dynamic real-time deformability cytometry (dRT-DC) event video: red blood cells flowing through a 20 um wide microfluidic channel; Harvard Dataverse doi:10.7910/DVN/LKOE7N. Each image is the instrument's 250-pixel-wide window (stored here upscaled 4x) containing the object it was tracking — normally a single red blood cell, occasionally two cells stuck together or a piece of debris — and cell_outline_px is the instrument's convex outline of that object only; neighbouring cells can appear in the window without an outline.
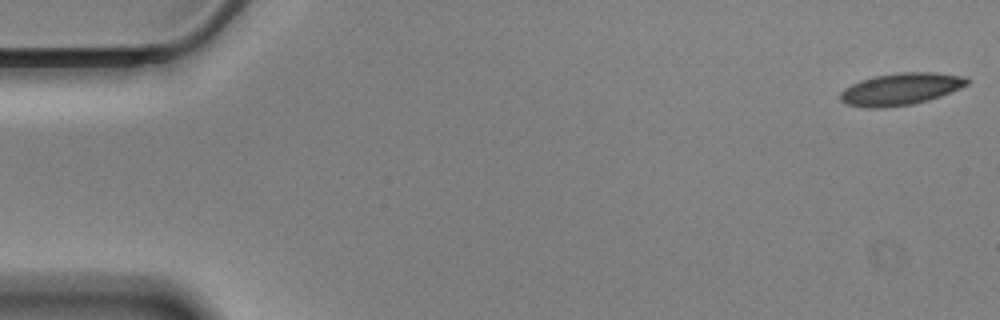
{"species": "Egyptian fruit bat (a non-hibernating species)", "species_latin": "Rousettus aegyptiacus", "temperature_condition": "cold", "stored_images_in_passage": 57, "camera_frame_rate_fps": 3000, "um_per_image_px": 0.085, "animal": {"sex": "male"}, "frame": {"image": 1, "passage_image": 1, "time_ms": 0.0, "image_size_px": [1000, 320], "cell_outline_px": [[972, 80], [968, 84], [960, 88], [940, 96], [928, 100], [912, 104], [884, 108], [864, 108], [848, 104], [840, 100], [840, 92], [844, 88], [860, 80], [876, 76], [900, 72], [936, 72], [964, 76]], "centroid_in_image_um": [76.57, 7.57], "position_along_channel_um": 8.4, "area_um2": 23.76}}
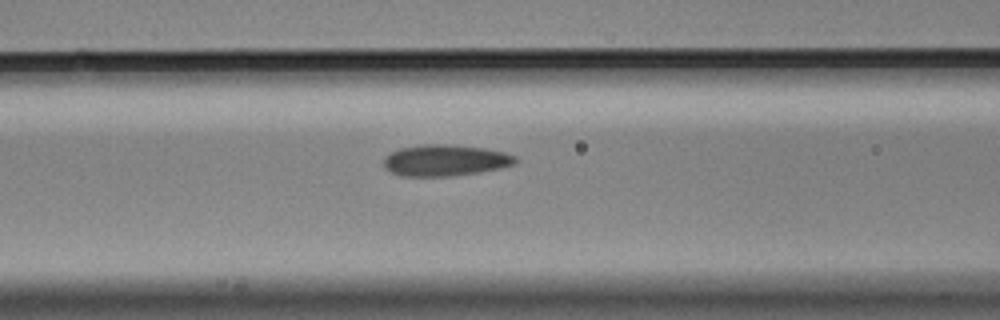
{"frame": {"image": 2, "passage_image": 23, "time_ms": 7.333, "image_size_px": [1000, 320], "cell_outline_px": [[516, 164], [500, 168], [480, 172], [452, 176], [400, 176], [384, 168], [384, 156], [400, 148], [424, 144], [448, 144], [484, 148], [504, 152], [516, 156]], "centroid_in_image_um": [37.84, 13.63], "position_along_channel_um": 128.8, "area_um2": 24.1}}
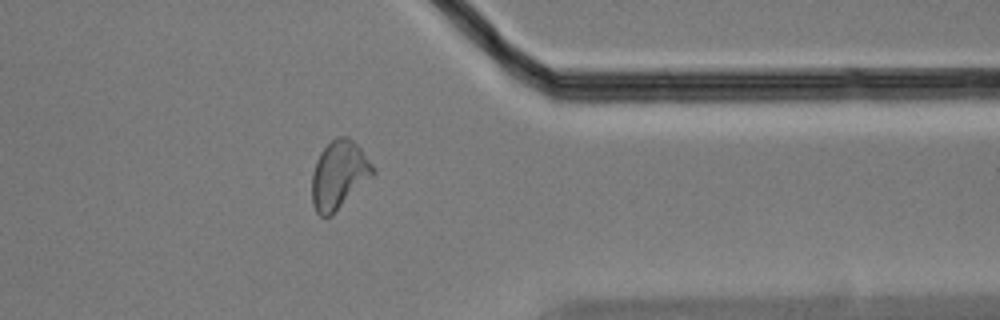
{"frame": {"image": 3, "passage_image": 46, "time_ms": 15.0, "image_size_px": [1000, 320], "cell_outline_px": [[376, 172], [332, 216], [320, 216], [316, 212], [312, 204], [312, 172], [316, 160], [320, 152], [336, 136], [348, 136], [360, 148], [376, 168]], "centroid_in_image_um": [28.8, 14.87], "position_along_channel_um": 382.6, "area_um2": 24.28}, "authors_computed_cell_mechanics": {"area_um2": 23.7558, "velocity_mm_per_s": 3.4491, "shape_relaxation_time_tau1_ms": 7.0442, "shape_relaxation_time_tau2_ms": 2.5255, "deformation_change_tau1": 0.1352, "deformation_change_tau2": 0.082}}